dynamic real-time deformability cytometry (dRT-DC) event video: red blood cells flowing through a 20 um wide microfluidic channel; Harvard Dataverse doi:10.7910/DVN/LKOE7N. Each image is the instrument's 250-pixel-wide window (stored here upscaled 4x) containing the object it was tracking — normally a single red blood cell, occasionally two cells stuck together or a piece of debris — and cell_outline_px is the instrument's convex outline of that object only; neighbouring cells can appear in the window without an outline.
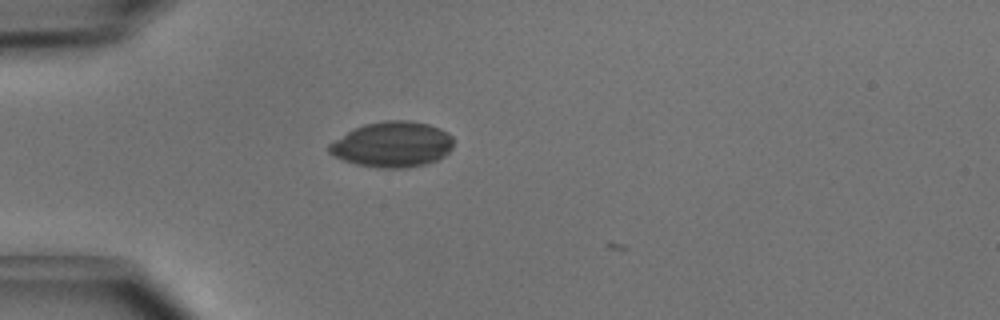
{"species": "common noctule bat (a hibernating species)", "species_latin": "Nyctalus noctula", "temperature_condition": "cold", "stored_images_in_passage": 2, "camera_frame_rate_fps": 3000, "um_per_image_px": 0.085, "animal": {"sex": "male", "body_mass_g": 15.6}, "frame": {"image": 1, "passage_image": 1, "time_ms": 0.0, "image_size_px": [1000, 320], "cell_outline_px": [[452, 148], [444, 156], [428, 164], [408, 168], [380, 168], [356, 164], [344, 160], [328, 152], [328, 144], [348, 132], [364, 124], [384, 120], [408, 120], [428, 124], [440, 128], [448, 132], [452, 136]], "centroid_in_image_um": [33.38, 12.28], "position_along_channel_um": 51.6, "area_um2": 33.0}}